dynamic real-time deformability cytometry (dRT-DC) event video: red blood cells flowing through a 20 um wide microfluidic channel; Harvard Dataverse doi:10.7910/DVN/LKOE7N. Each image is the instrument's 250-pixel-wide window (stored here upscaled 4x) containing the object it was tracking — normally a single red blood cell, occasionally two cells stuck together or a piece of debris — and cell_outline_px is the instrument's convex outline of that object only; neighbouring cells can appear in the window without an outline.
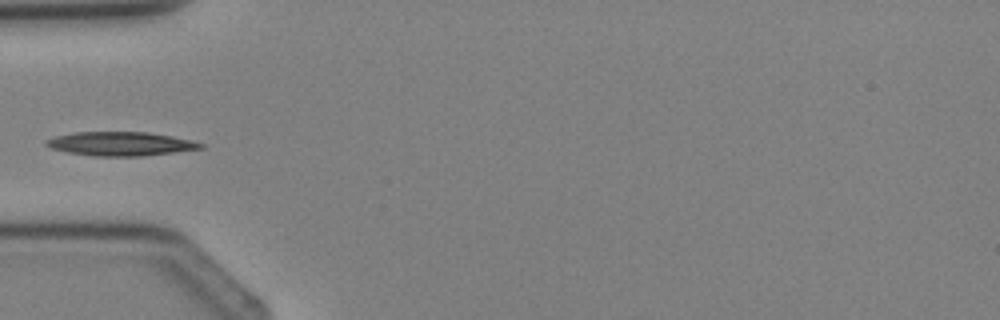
{"species": "Egyptian fruit bat (a non-hibernating species)", "species_latin": "Rousettus aegyptiacus", "temperature_condition": "cold", "stored_images_in_passage": 2, "camera_frame_rate_fps": 3000, "um_per_image_px": 0.085, "animal": {"sex": "female"}, "frame": {"image": 1, "passage_image": 2, "time_ms": 2.0, "image_size_px": [1000, 320], "cell_outline_px": [[204, 148], [144, 156], [92, 156], [68, 152], [52, 148], [44, 144], [44, 140], [56, 136], [76, 132], [148, 132], [172, 136], [204, 144]], "centroid_in_image_um": [10.23, 12.22], "position_along_channel_um": 74.8, "area_um2": 21.39}}